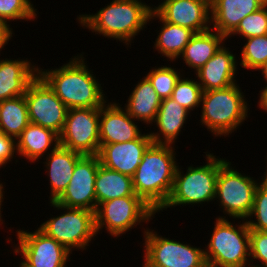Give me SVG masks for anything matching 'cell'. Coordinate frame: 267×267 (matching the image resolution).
<instances>
[{
	"mask_svg": "<svg viewBox=\"0 0 267 267\" xmlns=\"http://www.w3.org/2000/svg\"><path fill=\"white\" fill-rule=\"evenodd\" d=\"M151 5L141 0H112L105 7L100 8L95 14H80L77 22L83 29H89L95 35L120 41L131 47L143 29L147 28Z\"/></svg>",
	"mask_w": 267,
	"mask_h": 267,
	"instance_id": "7a4b0ae2",
	"label": "cell"
},
{
	"mask_svg": "<svg viewBox=\"0 0 267 267\" xmlns=\"http://www.w3.org/2000/svg\"><path fill=\"white\" fill-rule=\"evenodd\" d=\"M179 70L178 68L176 70L171 65H161L151 67V70L146 73L145 77L150 81L161 100L172 96L176 83L184 75L183 71L181 74Z\"/></svg>",
	"mask_w": 267,
	"mask_h": 267,
	"instance_id": "f1b7e54d",
	"label": "cell"
},
{
	"mask_svg": "<svg viewBox=\"0 0 267 267\" xmlns=\"http://www.w3.org/2000/svg\"><path fill=\"white\" fill-rule=\"evenodd\" d=\"M265 157H266V161H267V156H265ZM266 164H267V162H266ZM263 175H265V176H263ZM263 175L261 176L262 177L261 178L262 181H259V183H261L262 185L267 187V166H266V171L264 172Z\"/></svg>",
	"mask_w": 267,
	"mask_h": 267,
	"instance_id": "60d3db41",
	"label": "cell"
},
{
	"mask_svg": "<svg viewBox=\"0 0 267 267\" xmlns=\"http://www.w3.org/2000/svg\"><path fill=\"white\" fill-rule=\"evenodd\" d=\"M256 71H259V72L261 71V74L263 76L262 80L266 82L265 86H267V61L261 67H259Z\"/></svg>",
	"mask_w": 267,
	"mask_h": 267,
	"instance_id": "ab89813d",
	"label": "cell"
},
{
	"mask_svg": "<svg viewBox=\"0 0 267 267\" xmlns=\"http://www.w3.org/2000/svg\"><path fill=\"white\" fill-rule=\"evenodd\" d=\"M174 145L152 143L143 154L132 182L135 194L157 214L167 202L178 167Z\"/></svg>",
	"mask_w": 267,
	"mask_h": 267,
	"instance_id": "3957f363",
	"label": "cell"
},
{
	"mask_svg": "<svg viewBox=\"0 0 267 267\" xmlns=\"http://www.w3.org/2000/svg\"><path fill=\"white\" fill-rule=\"evenodd\" d=\"M231 165L227 160L219 168L214 201H218L219 208L229 218L247 220L253 208L259 179L245 175Z\"/></svg>",
	"mask_w": 267,
	"mask_h": 267,
	"instance_id": "9c48e42d",
	"label": "cell"
},
{
	"mask_svg": "<svg viewBox=\"0 0 267 267\" xmlns=\"http://www.w3.org/2000/svg\"><path fill=\"white\" fill-rule=\"evenodd\" d=\"M239 85L202 93L200 125L215 137H229L250 115V105Z\"/></svg>",
	"mask_w": 267,
	"mask_h": 267,
	"instance_id": "277c9868",
	"label": "cell"
},
{
	"mask_svg": "<svg viewBox=\"0 0 267 267\" xmlns=\"http://www.w3.org/2000/svg\"><path fill=\"white\" fill-rule=\"evenodd\" d=\"M82 156V154L60 145L45 156L46 161L43 164L50 183L49 201H56L66 190L76 162Z\"/></svg>",
	"mask_w": 267,
	"mask_h": 267,
	"instance_id": "ffe728a7",
	"label": "cell"
},
{
	"mask_svg": "<svg viewBox=\"0 0 267 267\" xmlns=\"http://www.w3.org/2000/svg\"><path fill=\"white\" fill-rule=\"evenodd\" d=\"M97 206L105 201L125 196H137L132 178L123 173L110 170L101 164L95 180Z\"/></svg>",
	"mask_w": 267,
	"mask_h": 267,
	"instance_id": "4316f807",
	"label": "cell"
},
{
	"mask_svg": "<svg viewBox=\"0 0 267 267\" xmlns=\"http://www.w3.org/2000/svg\"><path fill=\"white\" fill-rule=\"evenodd\" d=\"M151 10L164 21L188 28L194 33L211 29L210 3L206 0H165L152 5Z\"/></svg>",
	"mask_w": 267,
	"mask_h": 267,
	"instance_id": "9a60e30c",
	"label": "cell"
},
{
	"mask_svg": "<svg viewBox=\"0 0 267 267\" xmlns=\"http://www.w3.org/2000/svg\"><path fill=\"white\" fill-rule=\"evenodd\" d=\"M27 59L0 58V102L25 95L28 85L38 75V66Z\"/></svg>",
	"mask_w": 267,
	"mask_h": 267,
	"instance_id": "d6986e66",
	"label": "cell"
},
{
	"mask_svg": "<svg viewBox=\"0 0 267 267\" xmlns=\"http://www.w3.org/2000/svg\"><path fill=\"white\" fill-rule=\"evenodd\" d=\"M15 155H17L16 139L0 133V168L4 166L5 169L6 164L15 159Z\"/></svg>",
	"mask_w": 267,
	"mask_h": 267,
	"instance_id": "d590c367",
	"label": "cell"
},
{
	"mask_svg": "<svg viewBox=\"0 0 267 267\" xmlns=\"http://www.w3.org/2000/svg\"><path fill=\"white\" fill-rule=\"evenodd\" d=\"M249 246L250 267H267V231L250 230Z\"/></svg>",
	"mask_w": 267,
	"mask_h": 267,
	"instance_id": "e575fe53",
	"label": "cell"
},
{
	"mask_svg": "<svg viewBox=\"0 0 267 267\" xmlns=\"http://www.w3.org/2000/svg\"><path fill=\"white\" fill-rule=\"evenodd\" d=\"M59 145L57 133L31 122L16 139L17 156L26 158L30 163L44 160V155L47 156Z\"/></svg>",
	"mask_w": 267,
	"mask_h": 267,
	"instance_id": "603a6c76",
	"label": "cell"
},
{
	"mask_svg": "<svg viewBox=\"0 0 267 267\" xmlns=\"http://www.w3.org/2000/svg\"><path fill=\"white\" fill-rule=\"evenodd\" d=\"M16 233L18 245L13 253L21 255L24 267H67L72 253L39 228L34 232L17 229Z\"/></svg>",
	"mask_w": 267,
	"mask_h": 267,
	"instance_id": "7c38bea8",
	"label": "cell"
},
{
	"mask_svg": "<svg viewBox=\"0 0 267 267\" xmlns=\"http://www.w3.org/2000/svg\"><path fill=\"white\" fill-rule=\"evenodd\" d=\"M106 102L100 107V144L124 143L142 135L137 120H134L118 102Z\"/></svg>",
	"mask_w": 267,
	"mask_h": 267,
	"instance_id": "e0dca14e",
	"label": "cell"
},
{
	"mask_svg": "<svg viewBox=\"0 0 267 267\" xmlns=\"http://www.w3.org/2000/svg\"><path fill=\"white\" fill-rule=\"evenodd\" d=\"M227 38L213 29L195 33L185 46L181 58L183 64L196 73L219 50Z\"/></svg>",
	"mask_w": 267,
	"mask_h": 267,
	"instance_id": "484cf974",
	"label": "cell"
},
{
	"mask_svg": "<svg viewBox=\"0 0 267 267\" xmlns=\"http://www.w3.org/2000/svg\"><path fill=\"white\" fill-rule=\"evenodd\" d=\"M29 123L24 95L0 102V133L17 139Z\"/></svg>",
	"mask_w": 267,
	"mask_h": 267,
	"instance_id": "83f0119b",
	"label": "cell"
},
{
	"mask_svg": "<svg viewBox=\"0 0 267 267\" xmlns=\"http://www.w3.org/2000/svg\"><path fill=\"white\" fill-rule=\"evenodd\" d=\"M262 6L258 0H213L210 3L211 29L227 38L244 17Z\"/></svg>",
	"mask_w": 267,
	"mask_h": 267,
	"instance_id": "44dd1931",
	"label": "cell"
},
{
	"mask_svg": "<svg viewBox=\"0 0 267 267\" xmlns=\"http://www.w3.org/2000/svg\"><path fill=\"white\" fill-rule=\"evenodd\" d=\"M204 153L207 162L196 167L188 166L186 173L178 164L171 194L158 212L181 205L194 207L195 204L200 206L214 201L219 168L227 160L208 151Z\"/></svg>",
	"mask_w": 267,
	"mask_h": 267,
	"instance_id": "5b68a950",
	"label": "cell"
},
{
	"mask_svg": "<svg viewBox=\"0 0 267 267\" xmlns=\"http://www.w3.org/2000/svg\"><path fill=\"white\" fill-rule=\"evenodd\" d=\"M156 213L139 196H125L102 202L95 211L97 235L106 228L107 233L117 239L138 225L150 222Z\"/></svg>",
	"mask_w": 267,
	"mask_h": 267,
	"instance_id": "ba28073f",
	"label": "cell"
},
{
	"mask_svg": "<svg viewBox=\"0 0 267 267\" xmlns=\"http://www.w3.org/2000/svg\"><path fill=\"white\" fill-rule=\"evenodd\" d=\"M142 233V267H200L206 261L204 248L163 237L148 227Z\"/></svg>",
	"mask_w": 267,
	"mask_h": 267,
	"instance_id": "30bf717a",
	"label": "cell"
},
{
	"mask_svg": "<svg viewBox=\"0 0 267 267\" xmlns=\"http://www.w3.org/2000/svg\"><path fill=\"white\" fill-rule=\"evenodd\" d=\"M225 45L224 43L195 73L203 91L224 89L238 82L236 81L238 59Z\"/></svg>",
	"mask_w": 267,
	"mask_h": 267,
	"instance_id": "ac0fdd59",
	"label": "cell"
},
{
	"mask_svg": "<svg viewBox=\"0 0 267 267\" xmlns=\"http://www.w3.org/2000/svg\"><path fill=\"white\" fill-rule=\"evenodd\" d=\"M85 59L83 52L71 57L59 68L46 70L38 67V74L68 109L100 108L108 101L102 83L96 79Z\"/></svg>",
	"mask_w": 267,
	"mask_h": 267,
	"instance_id": "6da1fadb",
	"label": "cell"
},
{
	"mask_svg": "<svg viewBox=\"0 0 267 267\" xmlns=\"http://www.w3.org/2000/svg\"><path fill=\"white\" fill-rule=\"evenodd\" d=\"M4 187H6L5 186V184H3V182H0V227H1V225L4 223L5 224V221L2 219V211L1 210H3V208H2V206H3V201H4V194H5V189H4Z\"/></svg>",
	"mask_w": 267,
	"mask_h": 267,
	"instance_id": "f35d334b",
	"label": "cell"
},
{
	"mask_svg": "<svg viewBox=\"0 0 267 267\" xmlns=\"http://www.w3.org/2000/svg\"><path fill=\"white\" fill-rule=\"evenodd\" d=\"M58 216L49 218L38 227L47 236L54 238L72 253L73 250H86L97 236L95 212L83 208H68L50 201ZM63 211V213L61 212ZM92 240V241H91Z\"/></svg>",
	"mask_w": 267,
	"mask_h": 267,
	"instance_id": "52a82bcc",
	"label": "cell"
},
{
	"mask_svg": "<svg viewBox=\"0 0 267 267\" xmlns=\"http://www.w3.org/2000/svg\"><path fill=\"white\" fill-rule=\"evenodd\" d=\"M134 86L123 108L134 120L153 126L161 99L145 76Z\"/></svg>",
	"mask_w": 267,
	"mask_h": 267,
	"instance_id": "d4e9b609",
	"label": "cell"
},
{
	"mask_svg": "<svg viewBox=\"0 0 267 267\" xmlns=\"http://www.w3.org/2000/svg\"><path fill=\"white\" fill-rule=\"evenodd\" d=\"M200 267H221V266L205 261Z\"/></svg>",
	"mask_w": 267,
	"mask_h": 267,
	"instance_id": "b9f144b4",
	"label": "cell"
},
{
	"mask_svg": "<svg viewBox=\"0 0 267 267\" xmlns=\"http://www.w3.org/2000/svg\"><path fill=\"white\" fill-rule=\"evenodd\" d=\"M159 20L161 24L154 43V51H158L167 61L173 62L180 58L185 46L195 34L192 30L164 21L154 10L149 16L148 23ZM157 49V50H156Z\"/></svg>",
	"mask_w": 267,
	"mask_h": 267,
	"instance_id": "cb8c5ba5",
	"label": "cell"
},
{
	"mask_svg": "<svg viewBox=\"0 0 267 267\" xmlns=\"http://www.w3.org/2000/svg\"><path fill=\"white\" fill-rule=\"evenodd\" d=\"M262 90L259 91V101L258 102V106L259 109H262L263 111H265L267 113V86L261 88Z\"/></svg>",
	"mask_w": 267,
	"mask_h": 267,
	"instance_id": "74e56055",
	"label": "cell"
},
{
	"mask_svg": "<svg viewBox=\"0 0 267 267\" xmlns=\"http://www.w3.org/2000/svg\"><path fill=\"white\" fill-rule=\"evenodd\" d=\"M100 108L68 109L59 135L60 146L82 155H97L100 149Z\"/></svg>",
	"mask_w": 267,
	"mask_h": 267,
	"instance_id": "8fae6325",
	"label": "cell"
},
{
	"mask_svg": "<svg viewBox=\"0 0 267 267\" xmlns=\"http://www.w3.org/2000/svg\"><path fill=\"white\" fill-rule=\"evenodd\" d=\"M263 6H267V0H258Z\"/></svg>",
	"mask_w": 267,
	"mask_h": 267,
	"instance_id": "7bdbcfd3",
	"label": "cell"
},
{
	"mask_svg": "<svg viewBox=\"0 0 267 267\" xmlns=\"http://www.w3.org/2000/svg\"><path fill=\"white\" fill-rule=\"evenodd\" d=\"M202 93L198 80L184 75L176 83L171 98L191 113L195 108L201 107Z\"/></svg>",
	"mask_w": 267,
	"mask_h": 267,
	"instance_id": "4dcf8cb0",
	"label": "cell"
},
{
	"mask_svg": "<svg viewBox=\"0 0 267 267\" xmlns=\"http://www.w3.org/2000/svg\"><path fill=\"white\" fill-rule=\"evenodd\" d=\"M13 32V28L5 21L0 19V54L1 50L4 49L6 45H8L9 40H11L13 35L15 34Z\"/></svg>",
	"mask_w": 267,
	"mask_h": 267,
	"instance_id": "8d00e7d4",
	"label": "cell"
},
{
	"mask_svg": "<svg viewBox=\"0 0 267 267\" xmlns=\"http://www.w3.org/2000/svg\"><path fill=\"white\" fill-rule=\"evenodd\" d=\"M234 35L242 37L241 39L267 35V6L244 17L227 39Z\"/></svg>",
	"mask_w": 267,
	"mask_h": 267,
	"instance_id": "d6a6232c",
	"label": "cell"
},
{
	"mask_svg": "<svg viewBox=\"0 0 267 267\" xmlns=\"http://www.w3.org/2000/svg\"><path fill=\"white\" fill-rule=\"evenodd\" d=\"M24 97L30 122L60 135L68 107L39 74L28 85Z\"/></svg>",
	"mask_w": 267,
	"mask_h": 267,
	"instance_id": "4fadbf2b",
	"label": "cell"
},
{
	"mask_svg": "<svg viewBox=\"0 0 267 267\" xmlns=\"http://www.w3.org/2000/svg\"><path fill=\"white\" fill-rule=\"evenodd\" d=\"M214 223L210 241L204 247L206 261L221 267H250V229L246 220L234 225L222 215Z\"/></svg>",
	"mask_w": 267,
	"mask_h": 267,
	"instance_id": "8992f818",
	"label": "cell"
},
{
	"mask_svg": "<svg viewBox=\"0 0 267 267\" xmlns=\"http://www.w3.org/2000/svg\"><path fill=\"white\" fill-rule=\"evenodd\" d=\"M152 143L147 132L129 142L100 144L97 155L102 166L132 178L141 163L143 154Z\"/></svg>",
	"mask_w": 267,
	"mask_h": 267,
	"instance_id": "2e32d148",
	"label": "cell"
},
{
	"mask_svg": "<svg viewBox=\"0 0 267 267\" xmlns=\"http://www.w3.org/2000/svg\"><path fill=\"white\" fill-rule=\"evenodd\" d=\"M241 48V68L257 70L267 61V35L249 37L245 39Z\"/></svg>",
	"mask_w": 267,
	"mask_h": 267,
	"instance_id": "f546056e",
	"label": "cell"
},
{
	"mask_svg": "<svg viewBox=\"0 0 267 267\" xmlns=\"http://www.w3.org/2000/svg\"><path fill=\"white\" fill-rule=\"evenodd\" d=\"M32 3L31 0H0V19L10 26L15 20L34 21L38 11Z\"/></svg>",
	"mask_w": 267,
	"mask_h": 267,
	"instance_id": "1f68e13d",
	"label": "cell"
},
{
	"mask_svg": "<svg viewBox=\"0 0 267 267\" xmlns=\"http://www.w3.org/2000/svg\"><path fill=\"white\" fill-rule=\"evenodd\" d=\"M99 165L98 155H83L76 162L66 190L55 202L68 208H83L95 212V180Z\"/></svg>",
	"mask_w": 267,
	"mask_h": 267,
	"instance_id": "5bb4252c",
	"label": "cell"
},
{
	"mask_svg": "<svg viewBox=\"0 0 267 267\" xmlns=\"http://www.w3.org/2000/svg\"><path fill=\"white\" fill-rule=\"evenodd\" d=\"M190 112L183 106L175 102L171 97L161 100L160 108L154 125L157 132H149V135L155 144L175 145L176 139L182 132ZM159 130V131H158ZM174 143V144H173Z\"/></svg>",
	"mask_w": 267,
	"mask_h": 267,
	"instance_id": "7402d4cb",
	"label": "cell"
},
{
	"mask_svg": "<svg viewBox=\"0 0 267 267\" xmlns=\"http://www.w3.org/2000/svg\"><path fill=\"white\" fill-rule=\"evenodd\" d=\"M248 219L246 222L250 230L267 231V187L261 183L257 185L253 208Z\"/></svg>",
	"mask_w": 267,
	"mask_h": 267,
	"instance_id": "836d02e7",
	"label": "cell"
}]
</instances>
